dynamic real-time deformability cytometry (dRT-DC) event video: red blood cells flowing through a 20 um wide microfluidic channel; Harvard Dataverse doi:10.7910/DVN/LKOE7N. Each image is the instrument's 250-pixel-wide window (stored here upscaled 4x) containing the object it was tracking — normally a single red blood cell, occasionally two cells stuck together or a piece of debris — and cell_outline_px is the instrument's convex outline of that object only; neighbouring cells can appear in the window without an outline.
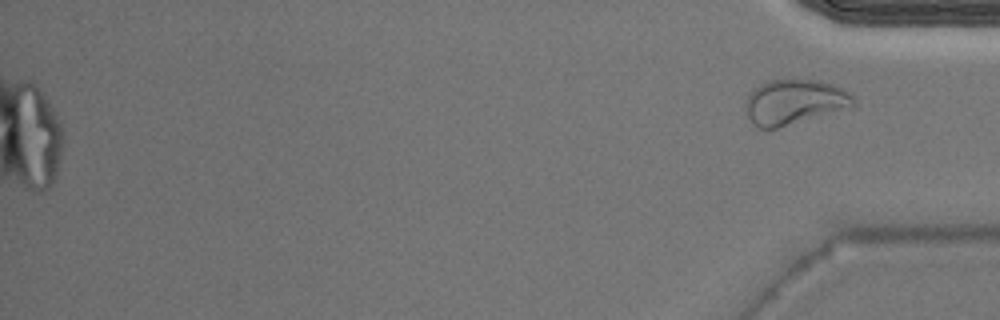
{"species": "Egyptian fruit bat (a non-hibernating species)", "species_latin": "Rousettus aegyptiacus", "temperature_condition": "warm", "stored_images_in_passage": 45, "camera_frame_rate_fps": 3000, "um_per_image_px": 0.085, "animal": {"sex": "male"}, "frame": {"image": 1, "passage_image": 45, "time_ms": 14.667, "image_size_px": [1000, 320], "cell_outline_px": [[856, 104], [852, 108], [776, 128], [760, 128], [744, 112], [744, 104], [748, 96], [760, 84], [768, 80], [816, 80], [832, 84], [848, 92], [856, 100]], "centroid_in_image_um": [67.55, 8.67], "position_along_channel_um": 367.7, "area_um2": 28.15}}